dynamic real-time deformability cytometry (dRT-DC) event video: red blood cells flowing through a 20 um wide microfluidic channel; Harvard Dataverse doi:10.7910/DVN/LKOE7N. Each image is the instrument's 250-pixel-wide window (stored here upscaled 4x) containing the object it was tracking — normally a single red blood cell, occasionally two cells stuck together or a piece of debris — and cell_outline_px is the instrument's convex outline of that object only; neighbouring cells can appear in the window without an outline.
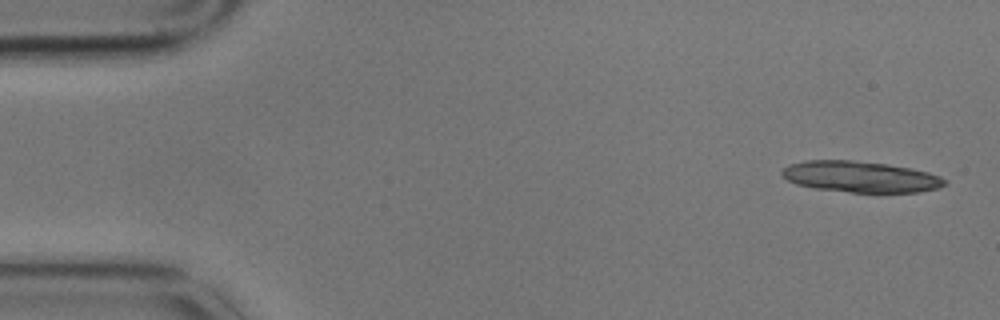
{"species": "common noctule bat (a hibernating species)", "species_latin": "Nyctalus noctula", "temperature_condition": "cold", "stored_images_in_passage": 5, "camera_frame_rate_fps": 3000, "um_per_image_px": 0.085, "animal": {"sex": "male", "body_mass_g": 17.9}, "frame": {"image": 1, "passage_image": 1, "time_ms": 0.0, "image_size_px": [1000, 320], "cell_outline_px": [[948, 184], [936, 188], [920, 192], [880, 196], [816, 188], [796, 184], [788, 180], [780, 172], [788, 164], [804, 160], [848, 160], [888, 164], [912, 168], [928, 172], [940, 176], [948, 180]], "centroid_in_image_um": [73.22, 15.07], "position_along_channel_um": 11.8, "area_um2": 30.58}}